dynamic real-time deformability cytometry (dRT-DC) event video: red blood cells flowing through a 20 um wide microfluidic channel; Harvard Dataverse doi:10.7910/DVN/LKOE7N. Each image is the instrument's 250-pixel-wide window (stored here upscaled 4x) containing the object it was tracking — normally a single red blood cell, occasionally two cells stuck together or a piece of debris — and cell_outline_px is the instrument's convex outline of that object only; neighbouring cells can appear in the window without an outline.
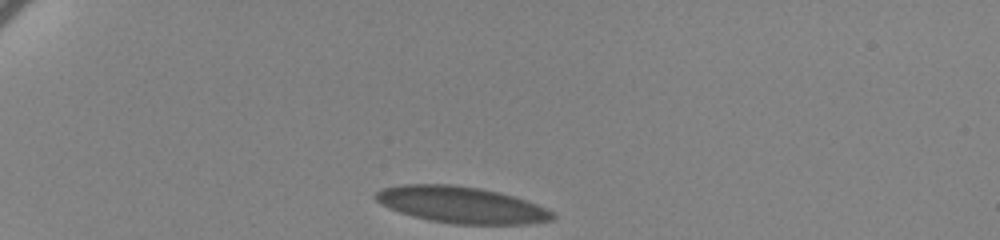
{"species": "human", "species_latin": "Homo sapiens", "temperature_condition": "cold", "stored_images_in_passage": 39, "camera_frame_rate_fps": 3000, "um_per_image_px": 0.085, "donor": {"sex": "female"}, "frame": {"image": 1, "passage_image": 1, "time_ms": 0.0, "image_size_px": [1000, 240], "cell_outline_px": [[556, 216], [552, 220], [536, 224], [456, 224], [432, 220], [412, 216], [388, 208], [380, 204], [372, 196], [376, 192], [384, 188], [404, 184], [448, 184], [480, 188], [500, 192], [516, 196], [528, 200], [548, 208]], "centroid_in_image_um": [39.27, 17.41], "position_along_channel_um": 45.7, "area_um2": 37.92}}
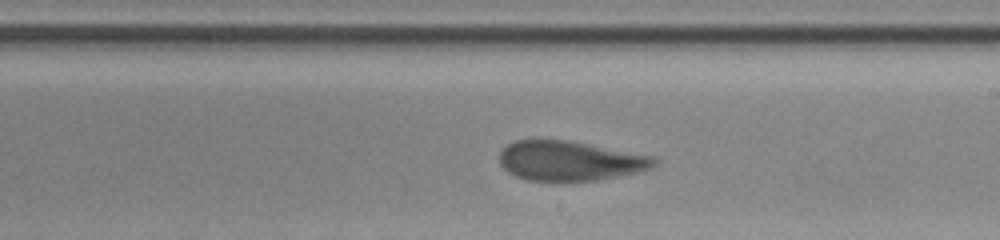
{"frame": {"image": 2, "passage_image": 23, "time_ms": 7.333, "image_size_px": [1000, 240], "cell_outline_px": [[656, 164], [652, 168], [636, 172], [596, 180], [528, 180], [516, 176], [508, 172], [500, 164], [500, 152], [508, 144], [516, 140], [532, 136], [568, 140], [652, 156], [656, 160]], "centroid_in_image_um": [48.36, 13.62], "position_along_channel_um": 240.6, "area_um2": 35.95}}
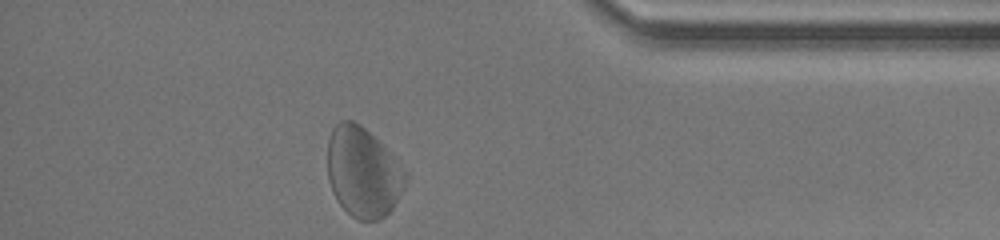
{"frame": {"image": 3, "passage_image": 39, "time_ms": 12.667, "image_size_px": [1000, 240], "cell_outline_px": [[408, 180], [404, 188], [392, 208], [380, 220], [356, 220], [340, 204], [332, 192], [328, 180], [328, 140], [332, 128], [340, 120], [352, 120], [360, 124], [408, 172]], "centroid_in_image_um": [30.85, 14.65], "position_along_channel_um": 404.4, "area_um2": 40.69}, "authors_computed_cell_mechanics": {"area_um2": 36.992, "velocity_mm_per_s": 3.3701, "shape_relaxation_time_tau1_ms": 3.995, "shape_relaxation_time_tau2_ms": 1.2079, "deformation_change_tau1": 0.1026, "deformation_change_tau2": 0.0592}}